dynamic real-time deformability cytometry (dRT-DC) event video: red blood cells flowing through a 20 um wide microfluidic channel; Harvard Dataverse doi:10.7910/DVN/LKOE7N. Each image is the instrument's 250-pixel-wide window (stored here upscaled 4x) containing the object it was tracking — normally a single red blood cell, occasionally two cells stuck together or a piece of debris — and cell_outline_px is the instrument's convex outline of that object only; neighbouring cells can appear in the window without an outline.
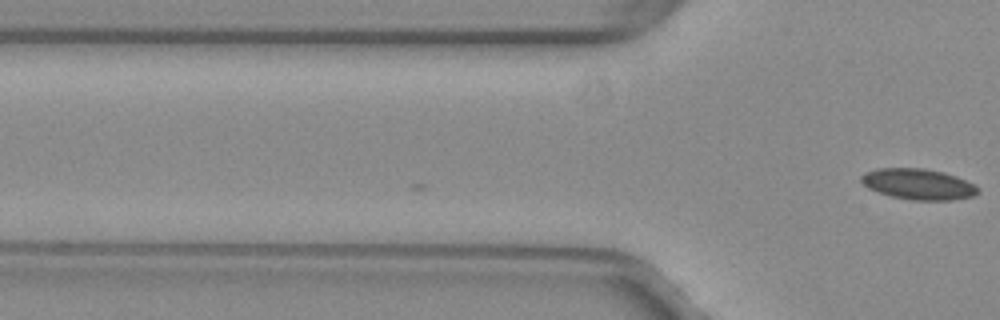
{"species": "common noctule bat (a hibernating species)", "species_latin": "Nyctalus noctula", "temperature_condition": "warm", "stored_images_in_passage": 2, "camera_frame_rate_fps": 3000, "um_per_image_px": 0.085, "animal": {"sex": "female", "body_mass_g": 29.2, "forearm_length_mm": 56.3}, "frame": {"image": 1, "passage_image": 2, "time_ms": 0.333, "image_size_px": [1000, 320], "cell_outline_px": [[980, 192], [972, 196], [952, 200], [912, 200], [892, 196], [868, 188], [860, 180], [860, 176], [864, 172], [876, 168], [924, 168], [944, 172], [956, 176], [980, 188]], "centroid_in_image_um": [78.04, 15.64], "position_along_channel_um": 47.8, "area_um2": 20.92}}